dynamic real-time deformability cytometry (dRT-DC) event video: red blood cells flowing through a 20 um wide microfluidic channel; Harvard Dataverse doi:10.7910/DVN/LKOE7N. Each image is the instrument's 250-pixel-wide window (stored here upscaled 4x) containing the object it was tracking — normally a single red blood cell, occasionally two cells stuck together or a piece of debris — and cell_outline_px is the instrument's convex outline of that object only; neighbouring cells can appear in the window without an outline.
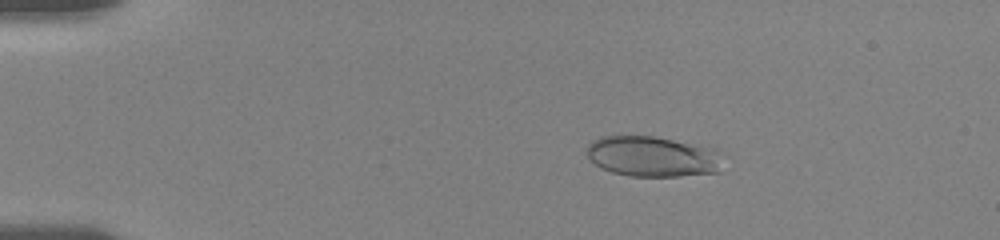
{"species": "human", "species_latin": "Homo sapiens", "temperature_condition": "room temperature", "stored_images_in_passage": 41, "camera_frame_rate_fps": 3000, "um_per_image_px": 0.085, "donor": {"sex": "female"}, "frame": {"image": 1, "passage_image": 10, "time_ms": 3.333, "image_size_px": [1000, 240], "cell_outline_px": [[720, 172], [680, 176], [632, 176], [612, 172], [600, 168], [588, 156], [588, 144], [592, 140], [600, 136], [652, 136], [700, 144], [716, 148]], "centroid_in_image_um": [55.45, 13.29], "position_along_channel_um": 29.5, "area_um2": 32.02}}
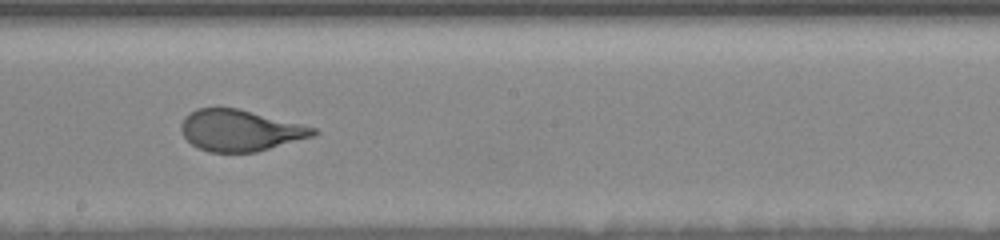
{"frame": {"image": 2, "passage_image": 30, "time_ms": 10.667, "image_size_px": [1000, 240], "cell_outline_px": [[320, 132], [312, 136], [256, 152], [208, 152], [192, 144], [184, 136], [180, 128], [180, 124], [184, 116], [196, 108], [240, 108], [316, 128]], "centroid_in_image_um": [20.38, 11.07], "position_along_channel_um": 227.8, "area_um2": 31.67}}
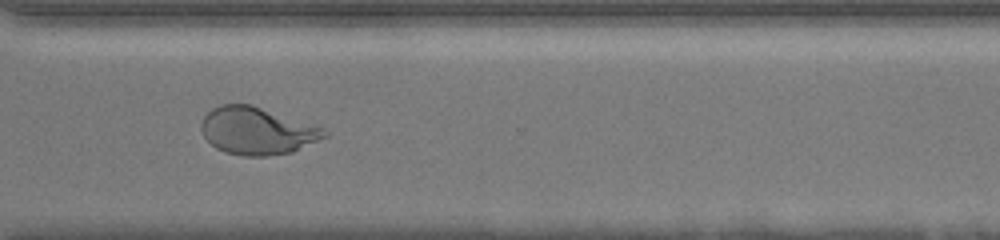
{"frame": {"image": 3, "passage_image": 40, "time_ms": 14.0, "image_size_px": [1000, 240], "cell_outline_px": [[328, 136], [292, 152], [268, 156], [244, 156], [224, 152], [216, 148], [204, 136], [200, 128], [200, 124], [204, 116], [212, 108], [220, 104], [252, 104], [320, 128], [328, 132]], "centroid_in_image_um": [21.8, 11.13], "position_along_channel_um": 348.8, "area_um2": 33.64}}